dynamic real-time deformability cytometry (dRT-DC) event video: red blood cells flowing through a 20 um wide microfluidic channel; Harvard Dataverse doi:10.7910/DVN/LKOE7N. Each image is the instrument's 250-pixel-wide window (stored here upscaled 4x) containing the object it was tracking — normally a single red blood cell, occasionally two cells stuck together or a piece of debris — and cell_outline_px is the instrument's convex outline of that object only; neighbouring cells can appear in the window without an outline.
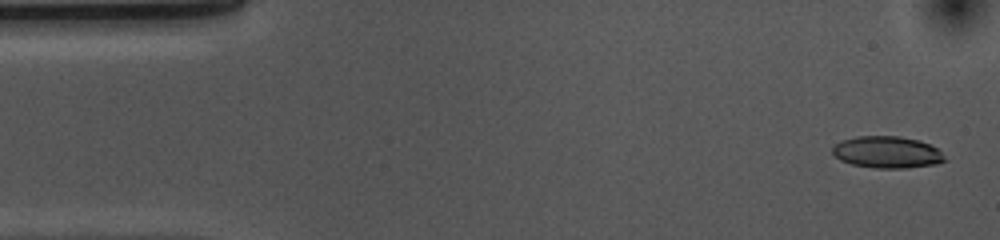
{"species": "common noctule bat (a hibernating species)", "species_latin": "Nyctalus noctula", "temperature_condition": "cold", "stored_images_in_passage": 53, "camera_frame_rate_fps": 3000, "um_per_image_px": 0.085, "animal": {"sex": "female", "body_mass_g": 10.0, "forearm_length_mm": 53.1}, "frame": {"image": 1, "passage_image": 2, "time_ms": 0.333, "image_size_px": [1000, 240], "cell_outline_px": [[948, 160], [936, 164], [908, 168], [876, 168], [852, 164], [840, 160], [832, 152], [832, 148], [840, 140], [856, 136], [900, 136], [920, 140], [936, 148]], "centroid_in_image_um": [75.4, 12.93], "position_along_channel_um": 9.6, "area_um2": 20.87}}
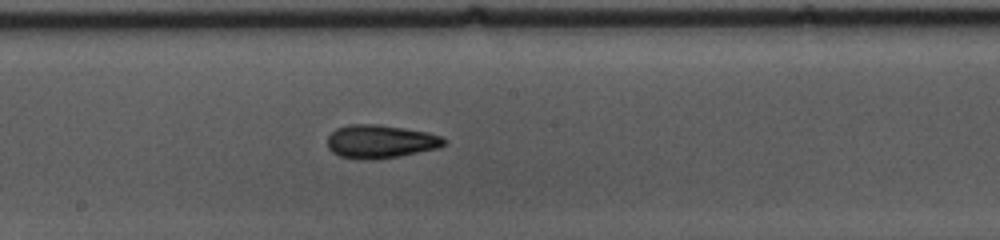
{"frame": {"image": 2, "passage_image": 27, "time_ms": 8.667, "image_size_px": [1000, 240], "cell_outline_px": [[448, 140], [440, 148], [400, 156], [372, 160], [360, 160], [340, 156], [332, 152], [328, 148], [328, 136], [336, 128], [348, 124], [380, 124], [428, 132], [444, 136]], "centroid_in_image_um": [32.37, 12.03], "position_along_channel_um": 215.8, "area_um2": 23.06}}
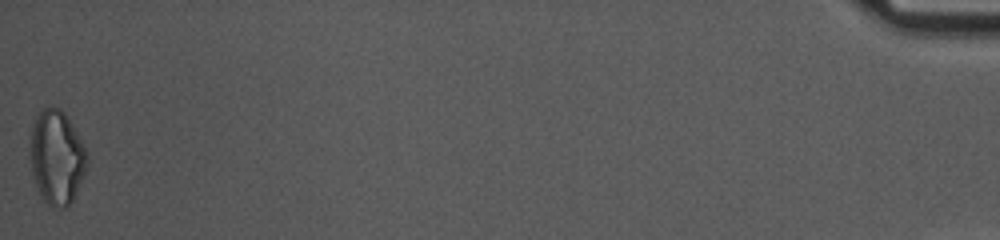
{"frame": {"image": 3, "passage_image": 53, "time_ms": 17.333, "image_size_px": [1000, 240], "cell_outline_px": [[88, 168], [68, 208], [52, 208], [44, 200], [36, 184], [32, 172], [28, 156], [28, 152], [32, 128], [36, 116], [44, 108], [60, 108], [64, 112], [72, 124], [88, 152]], "centroid_in_image_um": [4.83, 13.39], "position_along_channel_um": 430.4, "area_um2": 31.5}, "authors_computed_cell_mechanics": {"area_um2": 22.0796, "velocity_mm_per_s": 3.6909, "shape_relaxation_time_tau1_ms": 6.143, "shape_relaxation_time_tau2_ms": 4.3079, "deformation_change_tau1": 0.1457, "deformation_change_tau2": 0.1253}}